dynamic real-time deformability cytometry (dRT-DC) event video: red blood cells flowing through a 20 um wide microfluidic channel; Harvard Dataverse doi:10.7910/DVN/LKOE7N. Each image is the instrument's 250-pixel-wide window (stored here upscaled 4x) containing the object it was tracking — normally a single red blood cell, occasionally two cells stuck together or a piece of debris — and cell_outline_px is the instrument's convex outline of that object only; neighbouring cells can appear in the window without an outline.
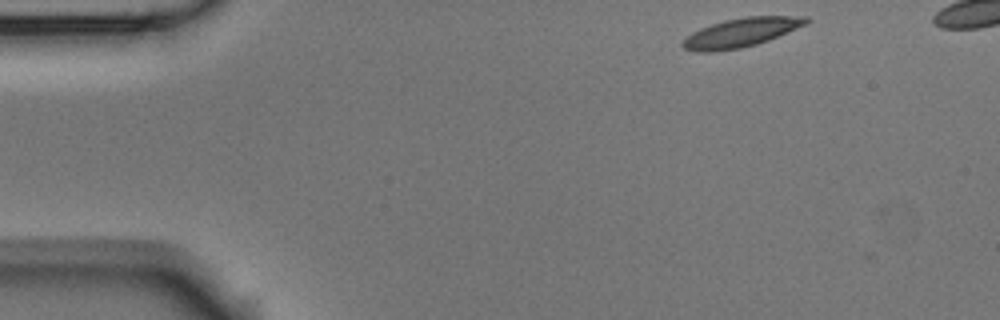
{"species": "Egyptian fruit bat (a non-hibernating species)", "species_latin": "Rousettus aegyptiacus", "temperature_condition": "room temperature", "stored_images_in_passage": 2, "camera_frame_rate_fps": 3000, "um_per_image_px": 0.085, "animal": {"sex": "male"}, "frame": {"image": 1, "passage_image": 1, "time_ms": 0.0, "image_size_px": [1000, 320], "cell_outline_px": [[812, 20], [808, 24], [768, 40], [756, 44], [740, 48], [712, 52], [696, 52], [684, 48], [680, 44], [692, 32], [700, 28], [724, 20], [744, 16], [808, 16]], "centroid_in_image_um": [63.02, 2.76], "position_along_channel_um": 22.0, "area_um2": 20.92}}